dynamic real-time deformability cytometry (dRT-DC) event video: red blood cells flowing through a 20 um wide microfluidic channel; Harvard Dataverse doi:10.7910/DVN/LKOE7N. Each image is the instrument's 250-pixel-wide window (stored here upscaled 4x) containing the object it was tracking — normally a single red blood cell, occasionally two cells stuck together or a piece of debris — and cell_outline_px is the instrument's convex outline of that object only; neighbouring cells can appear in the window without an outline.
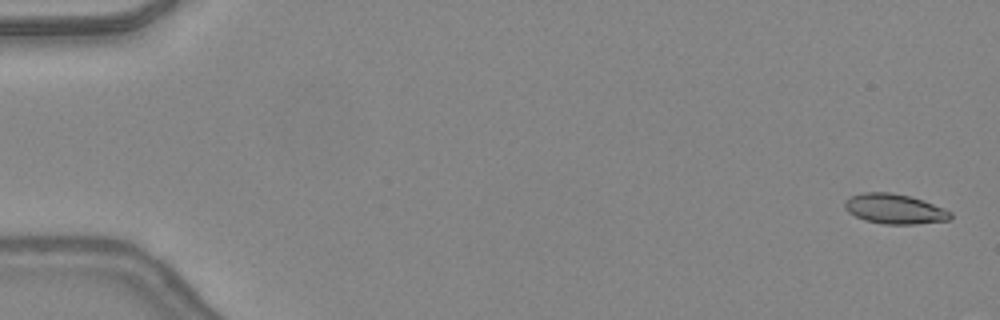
{"species": "common noctule bat (a hibernating species)", "species_latin": "Nyctalus noctula", "temperature_condition": "warm", "stored_images_in_passage": 48, "camera_frame_rate_fps": 3000, "um_per_image_px": 0.085, "animal": {"sex": "female", "body_mass_g": 24.6, "forearm_length_mm": 56.2}, "frame": {"image": 1, "passage_image": 2, "time_ms": 0.333, "image_size_px": [1000, 320], "cell_outline_px": [[952, 216], [948, 220], [916, 224], [884, 224], [864, 220], [848, 212], [844, 208], [844, 200], [852, 196], [864, 192], [892, 192], [908, 196], [944, 208], [952, 212]], "centroid_in_image_um": [76.01, 17.76], "position_along_channel_um": 9.0, "area_um2": 18.32}}
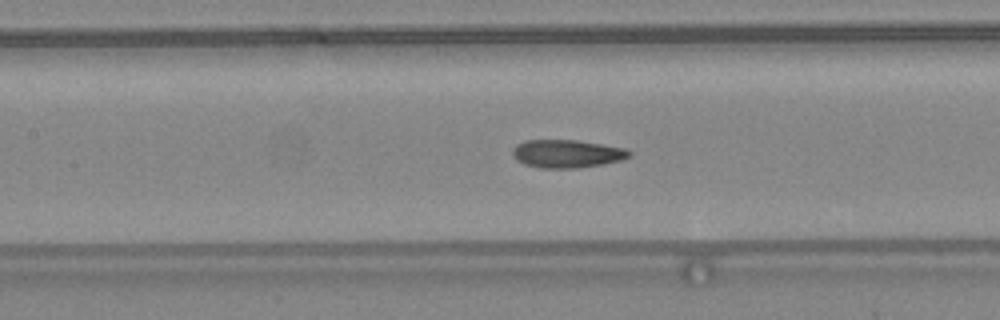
{"frame": {"image": 2, "passage_image": 23, "time_ms": 7.333, "image_size_px": [1000, 320], "cell_outline_px": [[632, 156], [620, 160], [604, 164], [576, 168], [540, 168], [524, 164], [516, 160], [512, 152], [512, 148], [516, 144], [524, 140], [576, 140], [624, 148], [632, 152]], "centroid_in_image_um": [48.16, 13.07], "position_along_channel_um": 159.2, "area_um2": 19.13}}
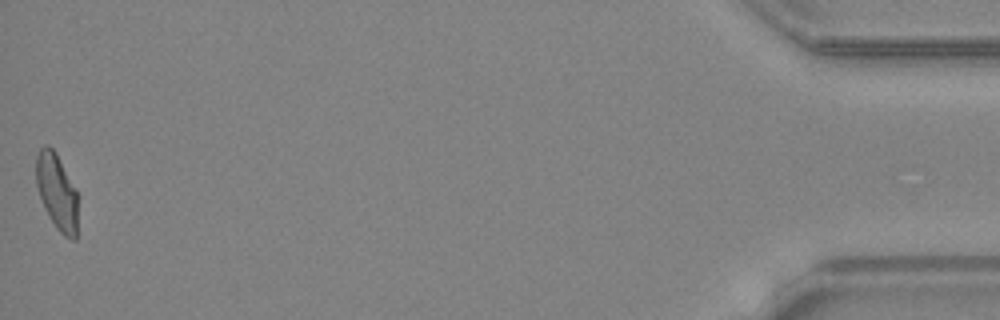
{"frame": {"image": 3, "passage_image": 48, "time_ms": 15.667, "image_size_px": [1000, 320], "cell_outline_px": [[80, 196], [76, 240], [72, 240], [64, 236], [56, 228], [48, 216], [40, 196], [36, 184], [36, 156], [40, 148], [44, 144], [48, 144], [56, 152], [76, 188]], "centroid_in_image_um": [4.88, 16.32], "position_along_channel_um": 430.3, "area_um2": 19.19}, "authors_computed_cell_mechanics": {"area_um2": 18.8717, "velocity_mm_per_s": 4.4051, "shape_relaxation_time_tau1_ms": null, "shape_relaxation_time_tau2_ms": 1.2986, "deformation_change_tau1": null, "deformation_change_tau2": 0.0774}}